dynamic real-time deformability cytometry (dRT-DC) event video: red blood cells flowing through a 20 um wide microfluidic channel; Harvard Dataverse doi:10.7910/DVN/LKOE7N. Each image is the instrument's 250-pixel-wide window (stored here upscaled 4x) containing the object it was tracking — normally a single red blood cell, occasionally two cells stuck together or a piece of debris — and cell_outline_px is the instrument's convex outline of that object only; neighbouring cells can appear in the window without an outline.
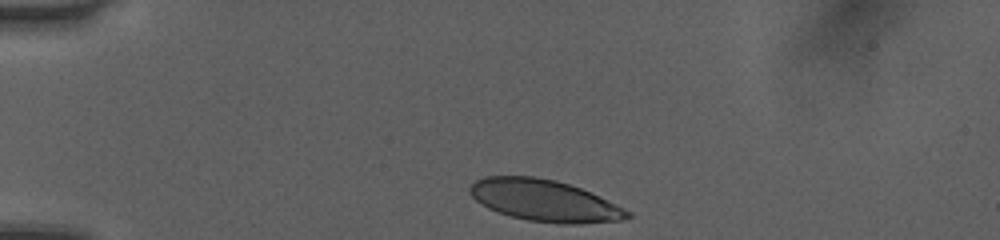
{"species": "human", "species_latin": "Homo sapiens", "temperature_condition": "room temperature", "stored_images_in_passage": 13, "camera_frame_rate_fps": 3000, "um_per_image_px": 0.085, "donor": {"sex": "female"}, "frame": {"image": 1, "passage_image": 1, "time_ms": 0.0, "image_size_px": [1000, 240], "cell_outline_px": [[632, 216], [620, 220], [580, 224], [560, 224], [528, 220], [512, 216], [488, 208], [476, 200], [468, 192], [468, 188], [476, 180], [484, 176], [532, 176], [556, 180], [580, 188], [616, 204], [632, 212]], "centroid_in_image_um": [46.27, 17.05], "position_along_channel_um": 38.7, "area_um2": 37.97}}
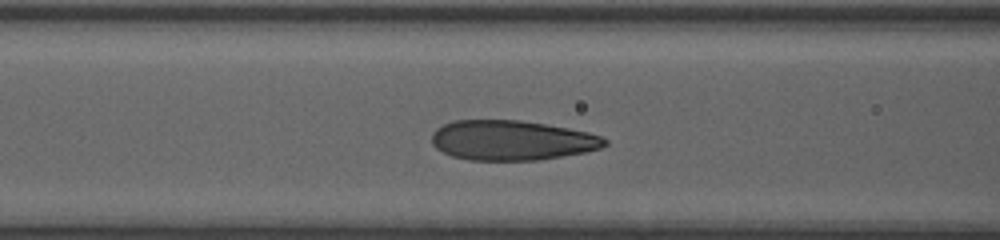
{"frame": {"image": 2, "passage_image": 10, "time_ms": 3.0, "image_size_px": [1000, 240], "cell_outline_px": [[608, 144], [600, 148], [584, 152], [536, 160], [468, 160], [452, 156], [436, 148], [432, 144], [432, 132], [436, 128], [452, 120], [520, 120], [568, 128], [588, 132], [600, 136], [608, 140]], "centroid_in_image_um": [43.47, 11.92], "position_along_channel_um": 123.1, "area_um2": 40.11}}
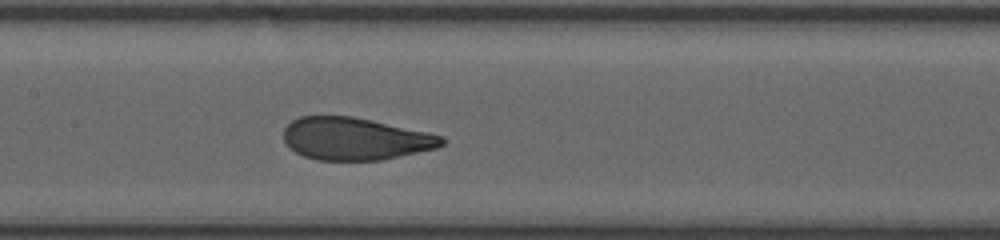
{"frame": {"image": 3, "passage_image": 13, "time_ms": 4.0, "image_size_px": [1000, 240], "cell_outline_px": [[448, 140], [444, 144], [436, 148], [384, 160], [316, 160], [304, 156], [296, 152], [284, 140], [284, 128], [292, 120], [300, 116], [352, 116], [372, 120], [428, 132], [444, 136]], "centroid_in_image_um": [30.23, 11.79], "position_along_channel_um": 177.2, "area_um2": 39.19}}